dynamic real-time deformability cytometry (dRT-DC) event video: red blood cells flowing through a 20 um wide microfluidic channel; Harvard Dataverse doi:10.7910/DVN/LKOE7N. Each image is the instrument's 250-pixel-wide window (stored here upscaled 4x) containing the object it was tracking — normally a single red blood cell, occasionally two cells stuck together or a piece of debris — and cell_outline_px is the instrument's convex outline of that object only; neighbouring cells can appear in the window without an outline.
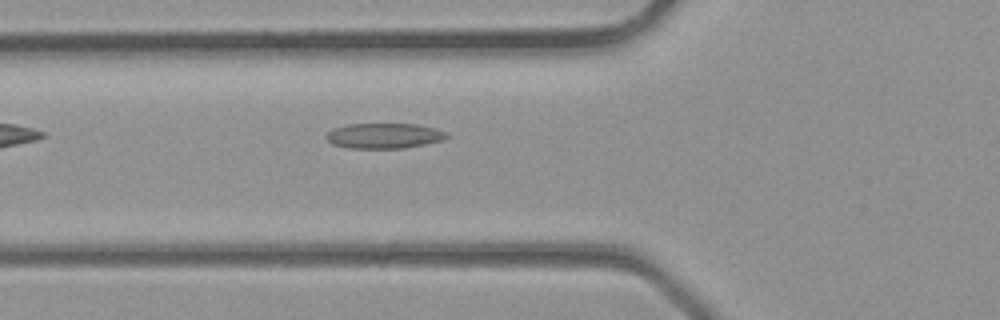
{"species": "common noctule bat (a hibernating species)", "species_latin": "Nyctalus noctula", "temperature_condition": "room temperature", "stored_images_in_passage": 3, "camera_frame_rate_fps": 3000, "um_per_image_px": 0.085, "animal": {"sex": "male", "body_mass_g": 23.1, "forearm_length_mm": 52.7}, "frame": {"image": 1, "passage_image": 2, "time_ms": 0.333, "image_size_px": [1000, 320], "cell_outline_px": [[452, 136], [444, 140], [404, 148], [348, 148], [332, 144], [324, 136], [332, 128], [348, 124], [416, 124], [436, 128], [448, 132]], "centroid_in_image_um": [32.68, 11.54], "position_along_channel_um": 93.1, "area_um2": 17.98}}